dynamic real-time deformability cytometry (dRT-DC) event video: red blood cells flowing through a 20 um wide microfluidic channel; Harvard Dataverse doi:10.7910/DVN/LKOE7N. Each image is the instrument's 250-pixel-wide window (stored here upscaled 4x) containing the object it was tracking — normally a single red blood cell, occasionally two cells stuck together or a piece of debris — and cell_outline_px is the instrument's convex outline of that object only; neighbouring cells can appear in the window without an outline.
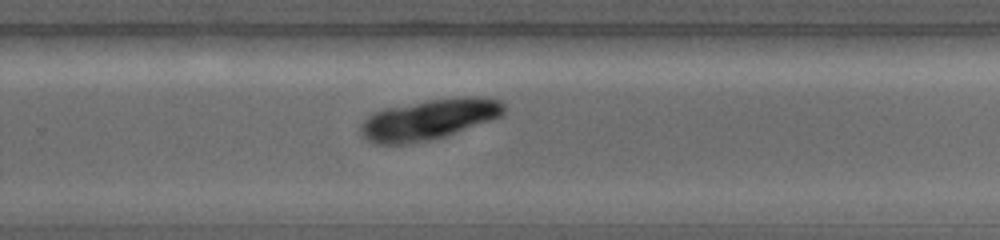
{"species": "common noctule bat (a hibernating species)", "species_latin": "Nyctalus noctula", "temperature_condition": "warm", "stored_images_in_passage": 33, "camera_frame_rate_fps": 5000, "um_per_image_px": 0.085, "animal": {"sex": "female", "body_mass_g": 19.0, "forearm_length_mm": 56.7}, "frame": {"image": 1, "passage_image": 26, "time_ms": 7.0, "image_size_px": [1000, 240], "cell_outline_px": [[508, 108], [500, 116], [492, 120], [444, 136], [428, 140], [408, 144], [376, 144], [368, 140], [360, 132], [360, 124], [368, 116], [384, 108], [428, 100], [460, 96], [472, 96], [500, 100]], "centroid_in_image_um": [36.48, 10.14], "position_along_channel_um": 293.3, "area_um2": 33.76}}
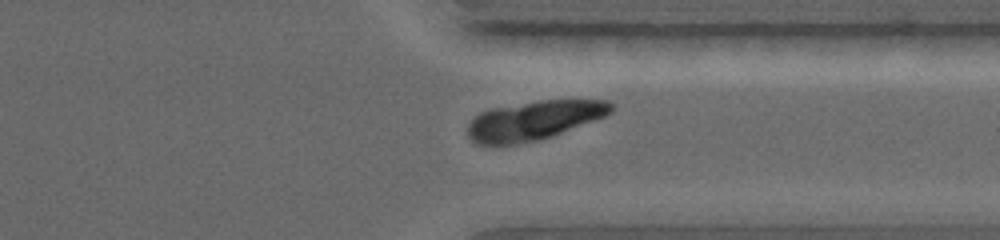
{"frame": {"image": 2, "passage_image": 30, "time_ms": 8.4, "image_size_px": [1000, 240], "cell_outline_px": [[612, 112], [604, 116], [552, 136], [540, 140], [516, 144], [476, 144], [468, 136], [468, 124], [480, 112], [492, 108], [540, 100], [608, 100], [612, 104]], "centroid_in_image_um": [45.37, 10.23], "position_along_channel_um": 366.0, "area_um2": 32.31}}
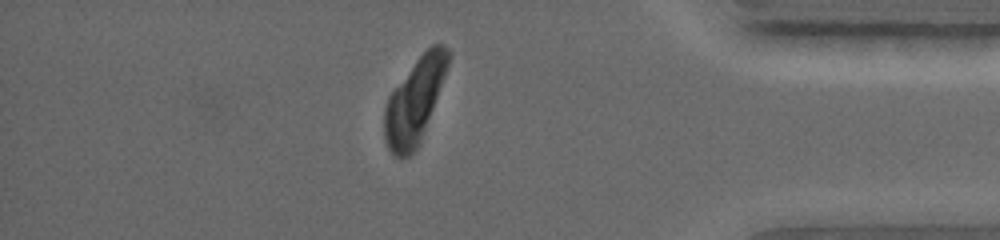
{"frame": {"image": 3, "passage_image": 33, "time_ms": 9.6, "image_size_px": [1000, 240], "cell_outline_px": [[452, 56], [420, 144], [408, 156], [396, 156], [388, 148], [384, 140], [384, 108], [388, 96], [416, 60], [432, 44], [440, 44], [448, 48], [452, 52]], "centroid_in_image_um": [35.26, 8.55], "position_along_channel_um": 399.9, "area_um2": 31.21}}